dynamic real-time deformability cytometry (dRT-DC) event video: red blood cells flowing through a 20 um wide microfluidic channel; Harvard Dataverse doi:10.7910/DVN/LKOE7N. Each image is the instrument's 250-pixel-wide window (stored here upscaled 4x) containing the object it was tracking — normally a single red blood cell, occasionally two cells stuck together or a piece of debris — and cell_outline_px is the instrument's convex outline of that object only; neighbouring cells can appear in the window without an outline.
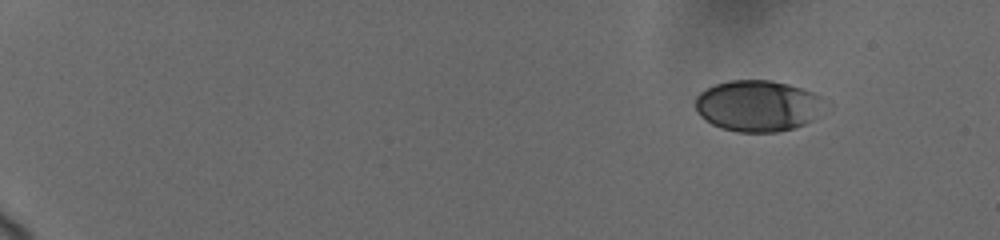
{"species": "human", "species_latin": "Homo sapiens", "temperature_condition": "cold", "stored_images_in_passage": 41, "camera_frame_rate_fps": 3000, "um_per_image_px": 0.085, "donor": {"sex": "female"}, "frame": {"image": 1, "passage_image": 1, "time_ms": 0.0, "image_size_px": [1000, 240], "cell_outline_px": [[824, 100], [812, 120], [804, 124], [792, 128], [776, 132], [740, 132], [720, 128], [712, 124], [700, 116], [696, 108], [696, 96], [700, 92], [716, 84], [728, 80], [772, 80], [788, 84], [816, 92], [824, 96]], "centroid_in_image_um": [64.39, 8.98], "position_along_channel_um": 20.6, "area_um2": 38.44}}
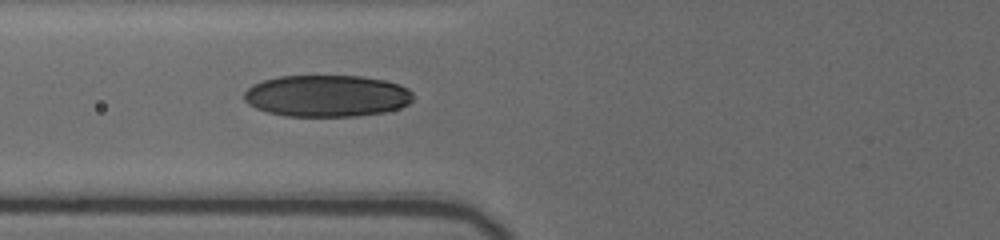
{"frame": {"image": 2, "passage_image": 30, "time_ms": 6.333, "image_size_px": [1000, 240], "cell_outline_px": [[412, 100], [408, 104], [400, 108], [384, 112], [356, 116], [284, 116], [268, 112], [256, 108], [248, 104], [244, 100], [244, 92], [252, 84], [264, 80], [280, 76], [360, 76], [384, 80], [400, 84], [408, 88], [412, 92]], "centroid_in_image_um": [27.78, 8.15], "position_along_channel_um": 98.0, "area_um2": 41.27}}
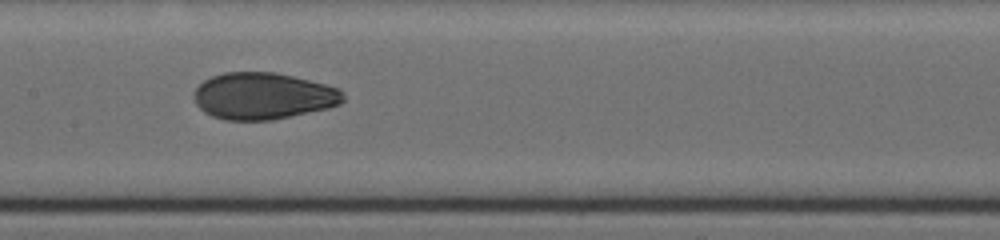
{"frame": {"image": 3, "passage_image": 40, "time_ms": 8.667, "image_size_px": [1000, 240], "cell_outline_px": [[344, 100], [340, 104], [328, 108], [272, 120], [224, 120], [212, 116], [204, 112], [196, 104], [196, 88], [204, 80], [212, 76], [224, 72], [276, 72], [340, 88], [344, 92]], "centroid_in_image_um": [22.39, 8.16], "position_along_channel_um": 185.0, "area_um2": 40.52}}